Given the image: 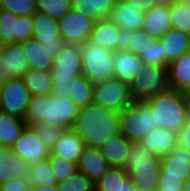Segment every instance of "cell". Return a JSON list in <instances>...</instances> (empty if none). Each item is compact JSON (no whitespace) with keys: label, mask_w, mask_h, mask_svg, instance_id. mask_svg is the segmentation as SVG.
I'll return each instance as SVG.
<instances>
[{"label":"cell","mask_w":190,"mask_h":191,"mask_svg":"<svg viewBox=\"0 0 190 191\" xmlns=\"http://www.w3.org/2000/svg\"><path fill=\"white\" fill-rule=\"evenodd\" d=\"M128 5L132 6L136 10H140L141 13H146L155 7L154 0H123Z\"/></svg>","instance_id":"obj_47"},{"label":"cell","mask_w":190,"mask_h":191,"mask_svg":"<svg viewBox=\"0 0 190 191\" xmlns=\"http://www.w3.org/2000/svg\"><path fill=\"white\" fill-rule=\"evenodd\" d=\"M79 110L68 95L31 96L25 121L28 126L40 123L68 130L73 128Z\"/></svg>","instance_id":"obj_2"},{"label":"cell","mask_w":190,"mask_h":191,"mask_svg":"<svg viewBox=\"0 0 190 191\" xmlns=\"http://www.w3.org/2000/svg\"><path fill=\"white\" fill-rule=\"evenodd\" d=\"M48 159L51 163L54 175L58 183L65 181L67 178L77 172V164L54 156L51 152Z\"/></svg>","instance_id":"obj_39"},{"label":"cell","mask_w":190,"mask_h":191,"mask_svg":"<svg viewBox=\"0 0 190 191\" xmlns=\"http://www.w3.org/2000/svg\"><path fill=\"white\" fill-rule=\"evenodd\" d=\"M30 98L29 89L24 84L22 78L9 79L1 82V112L25 119Z\"/></svg>","instance_id":"obj_9"},{"label":"cell","mask_w":190,"mask_h":191,"mask_svg":"<svg viewBox=\"0 0 190 191\" xmlns=\"http://www.w3.org/2000/svg\"><path fill=\"white\" fill-rule=\"evenodd\" d=\"M31 191H60L58 185L55 186H31Z\"/></svg>","instance_id":"obj_50"},{"label":"cell","mask_w":190,"mask_h":191,"mask_svg":"<svg viewBox=\"0 0 190 191\" xmlns=\"http://www.w3.org/2000/svg\"><path fill=\"white\" fill-rule=\"evenodd\" d=\"M31 164L22 160L11 147L0 146V185L15 178H28Z\"/></svg>","instance_id":"obj_17"},{"label":"cell","mask_w":190,"mask_h":191,"mask_svg":"<svg viewBox=\"0 0 190 191\" xmlns=\"http://www.w3.org/2000/svg\"><path fill=\"white\" fill-rule=\"evenodd\" d=\"M72 9V0H37V11L60 20Z\"/></svg>","instance_id":"obj_35"},{"label":"cell","mask_w":190,"mask_h":191,"mask_svg":"<svg viewBox=\"0 0 190 191\" xmlns=\"http://www.w3.org/2000/svg\"><path fill=\"white\" fill-rule=\"evenodd\" d=\"M136 185L123 168L111 167L97 183L95 191H132Z\"/></svg>","instance_id":"obj_29"},{"label":"cell","mask_w":190,"mask_h":191,"mask_svg":"<svg viewBox=\"0 0 190 191\" xmlns=\"http://www.w3.org/2000/svg\"><path fill=\"white\" fill-rule=\"evenodd\" d=\"M129 88L133 101H148L167 92L168 66L144 64Z\"/></svg>","instance_id":"obj_6"},{"label":"cell","mask_w":190,"mask_h":191,"mask_svg":"<svg viewBox=\"0 0 190 191\" xmlns=\"http://www.w3.org/2000/svg\"><path fill=\"white\" fill-rule=\"evenodd\" d=\"M24 54L28 59L30 69L51 72L54 57L61 49H48L37 40L30 38L21 42Z\"/></svg>","instance_id":"obj_19"},{"label":"cell","mask_w":190,"mask_h":191,"mask_svg":"<svg viewBox=\"0 0 190 191\" xmlns=\"http://www.w3.org/2000/svg\"><path fill=\"white\" fill-rule=\"evenodd\" d=\"M165 177L179 178L185 182L190 178V151L177 144L169 154L160 157Z\"/></svg>","instance_id":"obj_16"},{"label":"cell","mask_w":190,"mask_h":191,"mask_svg":"<svg viewBox=\"0 0 190 191\" xmlns=\"http://www.w3.org/2000/svg\"><path fill=\"white\" fill-rule=\"evenodd\" d=\"M28 126L25 119L10 116L0 111V144L12 147Z\"/></svg>","instance_id":"obj_31"},{"label":"cell","mask_w":190,"mask_h":191,"mask_svg":"<svg viewBox=\"0 0 190 191\" xmlns=\"http://www.w3.org/2000/svg\"><path fill=\"white\" fill-rule=\"evenodd\" d=\"M74 78H53L51 95L64 96L72 92Z\"/></svg>","instance_id":"obj_43"},{"label":"cell","mask_w":190,"mask_h":191,"mask_svg":"<svg viewBox=\"0 0 190 191\" xmlns=\"http://www.w3.org/2000/svg\"><path fill=\"white\" fill-rule=\"evenodd\" d=\"M171 28L172 24L169 6H155L145 13V21L142 29L156 39L162 38Z\"/></svg>","instance_id":"obj_27"},{"label":"cell","mask_w":190,"mask_h":191,"mask_svg":"<svg viewBox=\"0 0 190 191\" xmlns=\"http://www.w3.org/2000/svg\"><path fill=\"white\" fill-rule=\"evenodd\" d=\"M175 0H154L155 6H170Z\"/></svg>","instance_id":"obj_51"},{"label":"cell","mask_w":190,"mask_h":191,"mask_svg":"<svg viewBox=\"0 0 190 191\" xmlns=\"http://www.w3.org/2000/svg\"><path fill=\"white\" fill-rule=\"evenodd\" d=\"M60 191H95V184L79 171L58 184Z\"/></svg>","instance_id":"obj_37"},{"label":"cell","mask_w":190,"mask_h":191,"mask_svg":"<svg viewBox=\"0 0 190 191\" xmlns=\"http://www.w3.org/2000/svg\"><path fill=\"white\" fill-rule=\"evenodd\" d=\"M140 143L148 153L161 157L169 154L178 144V134L171 132L169 129L156 128L141 139Z\"/></svg>","instance_id":"obj_21"},{"label":"cell","mask_w":190,"mask_h":191,"mask_svg":"<svg viewBox=\"0 0 190 191\" xmlns=\"http://www.w3.org/2000/svg\"><path fill=\"white\" fill-rule=\"evenodd\" d=\"M131 38H133V31L120 29V51H130Z\"/></svg>","instance_id":"obj_48"},{"label":"cell","mask_w":190,"mask_h":191,"mask_svg":"<svg viewBox=\"0 0 190 191\" xmlns=\"http://www.w3.org/2000/svg\"><path fill=\"white\" fill-rule=\"evenodd\" d=\"M115 78L130 84L138 72L143 68L144 63L140 56L130 51H116L113 57Z\"/></svg>","instance_id":"obj_24"},{"label":"cell","mask_w":190,"mask_h":191,"mask_svg":"<svg viewBox=\"0 0 190 191\" xmlns=\"http://www.w3.org/2000/svg\"><path fill=\"white\" fill-rule=\"evenodd\" d=\"M169 9L172 28L190 34V9L181 0H175Z\"/></svg>","instance_id":"obj_36"},{"label":"cell","mask_w":190,"mask_h":191,"mask_svg":"<svg viewBox=\"0 0 190 191\" xmlns=\"http://www.w3.org/2000/svg\"><path fill=\"white\" fill-rule=\"evenodd\" d=\"M162 45L163 56L168 63L179 59L190 51V34L171 28L162 38L158 39Z\"/></svg>","instance_id":"obj_25"},{"label":"cell","mask_w":190,"mask_h":191,"mask_svg":"<svg viewBox=\"0 0 190 191\" xmlns=\"http://www.w3.org/2000/svg\"><path fill=\"white\" fill-rule=\"evenodd\" d=\"M120 134L129 141L140 142L156 126L154 109L147 101H134L120 114Z\"/></svg>","instance_id":"obj_5"},{"label":"cell","mask_w":190,"mask_h":191,"mask_svg":"<svg viewBox=\"0 0 190 191\" xmlns=\"http://www.w3.org/2000/svg\"><path fill=\"white\" fill-rule=\"evenodd\" d=\"M157 189H176L182 191L184 182L179 178L165 177L162 173L158 178Z\"/></svg>","instance_id":"obj_45"},{"label":"cell","mask_w":190,"mask_h":191,"mask_svg":"<svg viewBox=\"0 0 190 191\" xmlns=\"http://www.w3.org/2000/svg\"><path fill=\"white\" fill-rule=\"evenodd\" d=\"M0 8L17 16H33L37 12V0H3Z\"/></svg>","instance_id":"obj_38"},{"label":"cell","mask_w":190,"mask_h":191,"mask_svg":"<svg viewBox=\"0 0 190 191\" xmlns=\"http://www.w3.org/2000/svg\"><path fill=\"white\" fill-rule=\"evenodd\" d=\"M190 9V0H181Z\"/></svg>","instance_id":"obj_53"},{"label":"cell","mask_w":190,"mask_h":191,"mask_svg":"<svg viewBox=\"0 0 190 191\" xmlns=\"http://www.w3.org/2000/svg\"><path fill=\"white\" fill-rule=\"evenodd\" d=\"M136 187L144 191H156L162 167L160 157L148 153L140 142L131 141L128 158L123 167Z\"/></svg>","instance_id":"obj_3"},{"label":"cell","mask_w":190,"mask_h":191,"mask_svg":"<svg viewBox=\"0 0 190 191\" xmlns=\"http://www.w3.org/2000/svg\"><path fill=\"white\" fill-rule=\"evenodd\" d=\"M119 114L92 102L80 108L72 129L84 140L86 146L99 148L120 134Z\"/></svg>","instance_id":"obj_1"},{"label":"cell","mask_w":190,"mask_h":191,"mask_svg":"<svg viewBox=\"0 0 190 191\" xmlns=\"http://www.w3.org/2000/svg\"><path fill=\"white\" fill-rule=\"evenodd\" d=\"M93 102L105 108L121 112L134 101L129 84L118 78L94 83Z\"/></svg>","instance_id":"obj_8"},{"label":"cell","mask_w":190,"mask_h":191,"mask_svg":"<svg viewBox=\"0 0 190 191\" xmlns=\"http://www.w3.org/2000/svg\"><path fill=\"white\" fill-rule=\"evenodd\" d=\"M83 74L93 83L115 77L114 51L102 46L85 43L81 45Z\"/></svg>","instance_id":"obj_7"},{"label":"cell","mask_w":190,"mask_h":191,"mask_svg":"<svg viewBox=\"0 0 190 191\" xmlns=\"http://www.w3.org/2000/svg\"><path fill=\"white\" fill-rule=\"evenodd\" d=\"M94 21L71 9L58 20L63 43L84 45L93 31Z\"/></svg>","instance_id":"obj_11"},{"label":"cell","mask_w":190,"mask_h":191,"mask_svg":"<svg viewBox=\"0 0 190 191\" xmlns=\"http://www.w3.org/2000/svg\"><path fill=\"white\" fill-rule=\"evenodd\" d=\"M108 18L120 29L136 31L142 29L145 14L128 5L123 0H116V4Z\"/></svg>","instance_id":"obj_23"},{"label":"cell","mask_w":190,"mask_h":191,"mask_svg":"<svg viewBox=\"0 0 190 191\" xmlns=\"http://www.w3.org/2000/svg\"><path fill=\"white\" fill-rule=\"evenodd\" d=\"M30 69L21 43L2 44L0 47V81L21 78Z\"/></svg>","instance_id":"obj_12"},{"label":"cell","mask_w":190,"mask_h":191,"mask_svg":"<svg viewBox=\"0 0 190 191\" xmlns=\"http://www.w3.org/2000/svg\"><path fill=\"white\" fill-rule=\"evenodd\" d=\"M31 184L28 178H15L0 185V191H31Z\"/></svg>","instance_id":"obj_44"},{"label":"cell","mask_w":190,"mask_h":191,"mask_svg":"<svg viewBox=\"0 0 190 191\" xmlns=\"http://www.w3.org/2000/svg\"><path fill=\"white\" fill-rule=\"evenodd\" d=\"M182 191H190V178L184 182Z\"/></svg>","instance_id":"obj_52"},{"label":"cell","mask_w":190,"mask_h":191,"mask_svg":"<svg viewBox=\"0 0 190 191\" xmlns=\"http://www.w3.org/2000/svg\"><path fill=\"white\" fill-rule=\"evenodd\" d=\"M51 74L53 78H74L83 74L81 45L63 43L54 57Z\"/></svg>","instance_id":"obj_13"},{"label":"cell","mask_w":190,"mask_h":191,"mask_svg":"<svg viewBox=\"0 0 190 191\" xmlns=\"http://www.w3.org/2000/svg\"><path fill=\"white\" fill-rule=\"evenodd\" d=\"M84 140L73 130H63L50 152L68 162L78 164L85 148Z\"/></svg>","instance_id":"obj_20"},{"label":"cell","mask_w":190,"mask_h":191,"mask_svg":"<svg viewBox=\"0 0 190 191\" xmlns=\"http://www.w3.org/2000/svg\"><path fill=\"white\" fill-rule=\"evenodd\" d=\"M156 40V38L148 34L143 29L133 31V38L130 39L131 49L130 52L140 56L144 52L147 44L150 41Z\"/></svg>","instance_id":"obj_42"},{"label":"cell","mask_w":190,"mask_h":191,"mask_svg":"<svg viewBox=\"0 0 190 191\" xmlns=\"http://www.w3.org/2000/svg\"><path fill=\"white\" fill-rule=\"evenodd\" d=\"M132 191H144V190L135 186Z\"/></svg>","instance_id":"obj_55"},{"label":"cell","mask_w":190,"mask_h":191,"mask_svg":"<svg viewBox=\"0 0 190 191\" xmlns=\"http://www.w3.org/2000/svg\"><path fill=\"white\" fill-rule=\"evenodd\" d=\"M130 145L131 141L123 135L118 134L107 140L99 147V150L110 167L123 168L128 158Z\"/></svg>","instance_id":"obj_26"},{"label":"cell","mask_w":190,"mask_h":191,"mask_svg":"<svg viewBox=\"0 0 190 191\" xmlns=\"http://www.w3.org/2000/svg\"><path fill=\"white\" fill-rule=\"evenodd\" d=\"M116 0H72V9L94 22L108 18Z\"/></svg>","instance_id":"obj_30"},{"label":"cell","mask_w":190,"mask_h":191,"mask_svg":"<svg viewBox=\"0 0 190 191\" xmlns=\"http://www.w3.org/2000/svg\"><path fill=\"white\" fill-rule=\"evenodd\" d=\"M13 152L29 164H35L49 157L50 148L40 139L32 126H27L11 147Z\"/></svg>","instance_id":"obj_14"},{"label":"cell","mask_w":190,"mask_h":191,"mask_svg":"<svg viewBox=\"0 0 190 191\" xmlns=\"http://www.w3.org/2000/svg\"><path fill=\"white\" fill-rule=\"evenodd\" d=\"M40 139L51 149L57 140L59 139V136L61 132L63 131L62 129L52 126L50 124H36L32 126Z\"/></svg>","instance_id":"obj_41"},{"label":"cell","mask_w":190,"mask_h":191,"mask_svg":"<svg viewBox=\"0 0 190 191\" xmlns=\"http://www.w3.org/2000/svg\"><path fill=\"white\" fill-rule=\"evenodd\" d=\"M86 43H93L114 52L120 51V28L109 18L96 21Z\"/></svg>","instance_id":"obj_22"},{"label":"cell","mask_w":190,"mask_h":191,"mask_svg":"<svg viewBox=\"0 0 190 191\" xmlns=\"http://www.w3.org/2000/svg\"><path fill=\"white\" fill-rule=\"evenodd\" d=\"M94 83L84 74L75 76L73 81L72 92L69 98L78 106L82 107L93 102Z\"/></svg>","instance_id":"obj_34"},{"label":"cell","mask_w":190,"mask_h":191,"mask_svg":"<svg viewBox=\"0 0 190 191\" xmlns=\"http://www.w3.org/2000/svg\"><path fill=\"white\" fill-rule=\"evenodd\" d=\"M168 84L177 91L190 87V51L168 64Z\"/></svg>","instance_id":"obj_28"},{"label":"cell","mask_w":190,"mask_h":191,"mask_svg":"<svg viewBox=\"0 0 190 191\" xmlns=\"http://www.w3.org/2000/svg\"><path fill=\"white\" fill-rule=\"evenodd\" d=\"M156 191H179L176 189H157Z\"/></svg>","instance_id":"obj_54"},{"label":"cell","mask_w":190,"mask_h":191,"mask_svg":"<svg viewBox=\"0 0 190 191\" xmlns=\"http://www.w3.org/2000/svg\"><path fill=\"white\" fill-rule=\"evenodd\" d=\"M147 102L154 109L158 128L169 129L178 134L189 118L180 91L169 89Z\"/></svg>","instance_id":"obj_4"},{"label":"cell","mask_w":190,"mask_h":191,"mask_svg":"<svg viewBox=\"0 0 190 191\" xmlns=\"http://www.w3.org/2000/svg\"><path fill=\"white\" fill-rule=\"evenodd\" d=\"M178 144L190 151V117L178 133Z\"/></svg>","instance_id":"obj_46"},{"label":"cell","mask_w":190,"mask_h":191,"mask_svg":"<svg viewBox=\"0 0 190 191\" xmlns=\"http://www.w3.org/2000/svg\"><path fill=\"white\" fill-rule=\"evenodd\" d=\"M21 78L31 96L51 95L53 87L51 72L29 69Z\"/></svg>","instance_id":"obj_32"},{"label":"cell","mask_w":190,"mask_h":191,"mask_svg":"<svg viewBox=\"0 0 190 191\" xmlns=\"http://www.w3.org/2000/svg\"><path fill=\"white\" fill-rule=\"evenodd\" d=\"M28 179L32 186L49 187L59 184L48 158L31 165Z\"/></svg>","instance_id":"obj_33"},{"label":"cell","mask_w":190,"mask_h":191,"mask_svg":"<svg viewBox=\"0 0 190 191\" xmlns=\"http://www.w3.org/2000/svg\"><path fill=\"white\" fill-rule=\"evenodd\" d=\"M184 99L185 110L190 117V87L180 91Z\"/></svg>","instance_id":"obj_49"},{"label":"cell","mask_w":190,"mask_h":191,"mask_svg":"<svg viewBox=\"0 0 190 191\" xmlns=\"http://www.w3.org/2000/svg\"><path fill=\"white\" fill-rule=\"evenodd\" d=\"M33 39L48 49H61L63 41L60 36L58 20L38 11L32 16Z\"/></svg>","instance_id":"obj_15"},{"label":"cell","mask_w":190,"mask_h":191,"mask_svg":"<svg viewBox=\"0 0 190 191\" xmlns=\"http://www.w3.org/2000/svg\"><path fill=\"white\" fill-rule=\"evenodd\" d=\"M33 37L32 16H17L0 8L1 44L21 43Z\"/></svg>","instance_id":"obj_10"},{"label":"cell","mask_w":190,"mask_h":191,"mask_svg":"<svg viewBox=\"0 0 190 191\" xmlns=\"http://www.w3.org/2000/svg\"><path fill=\"white\" fill-rule=\"evenodd\" d=\"M140 59L144 64H156L161 66H168V62L163 56L162 45L158 39L150 41L144 52L140 54Z\"/></svg>","instance_id":"obj_40"},{"label":"cell","mask_w":190,"mask_h":191,"mask_svg":"<svg viewBox=\"0 0 190 191\" xmlns=\"http://www.w3.org/2000/svg\"><path fill=\"white\" fill-rule=\"evenodd\" d=\"M110 168L99 148L85 146L77 164V171L95 184Z\"/></svg>","instance_id":"obj_18"}]
</instances>
